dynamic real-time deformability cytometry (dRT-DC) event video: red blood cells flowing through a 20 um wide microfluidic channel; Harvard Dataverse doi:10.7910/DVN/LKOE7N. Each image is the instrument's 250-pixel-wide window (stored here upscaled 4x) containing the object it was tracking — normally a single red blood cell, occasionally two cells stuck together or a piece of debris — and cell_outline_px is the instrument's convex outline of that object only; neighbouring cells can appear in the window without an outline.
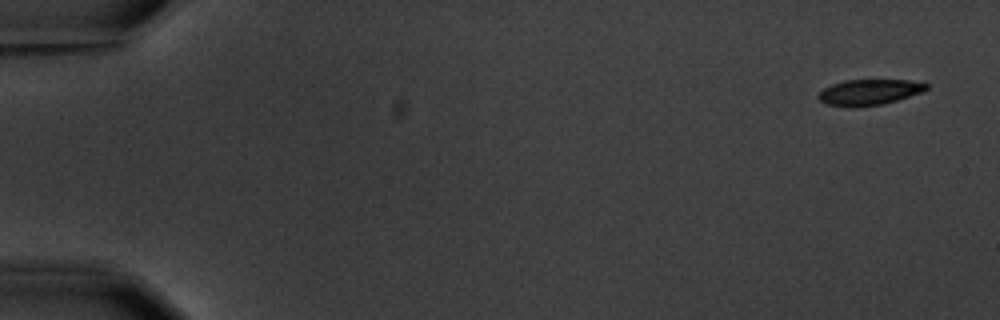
{"species": "common noctule bat (a hibernating species)", "species_latin": "Nyctalus noctula", "temperature_condition": "warm", "stored_images_in_passage": 5, "camera_frame_rate_fps": 3000, "um_per_image_px": 0.085, "animal": {"sex": "male", "body_mass_g": 20.1, "forearm_length_mm": 53.5}, "frame": {"image": 1, "passage_image": 1, "time_ms": 0.0, "image_size_px": [1000, 320], "cell_outline_px": [[928, 88], [920, 92], [884, 104], [824, 104], [816, 96], [824, 88], [832, 84], [844, 80], [908, 80], [928, 84]], "centroid_in_image_um": [73.89, 7.78], "position_along_channel_um": 11.1, "area_um2": 15.32}}
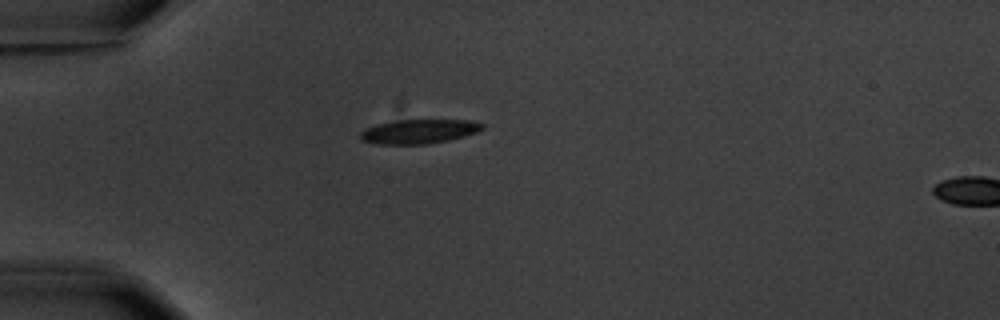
{"frame": {"image": 2, "passage_image": 4, "time_ms": 4.667, "image_size_px": [1000, 320], "cell_outline_px": [[484, 128], [476, 132], [464, 136], [448, 140], [424, 144], [380, 144], [360, 140], [360, 132], [364, 128], [376, 124], [396, 120], [472, 120], [484, 124]], "centroid_in_image_um": [35.59, 11.16], "position_along_channel_um": 49.4, "area_um2": 17.22}}